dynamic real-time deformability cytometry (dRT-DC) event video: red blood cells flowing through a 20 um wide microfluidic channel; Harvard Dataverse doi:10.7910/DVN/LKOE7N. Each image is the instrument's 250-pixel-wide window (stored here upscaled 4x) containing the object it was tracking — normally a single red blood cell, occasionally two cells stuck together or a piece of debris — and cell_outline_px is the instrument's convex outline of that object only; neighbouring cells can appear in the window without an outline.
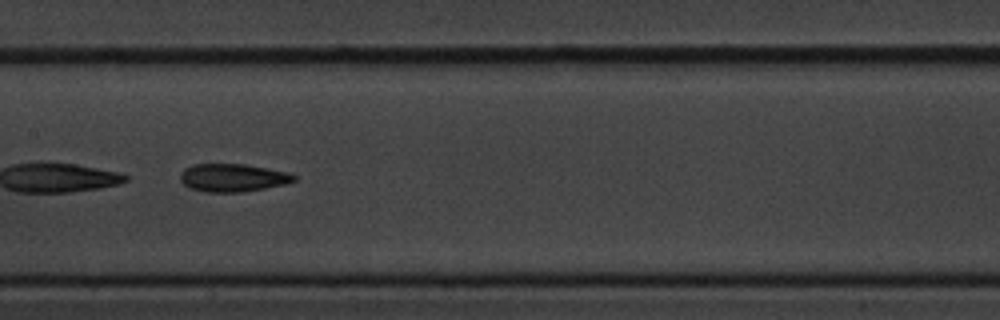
{"species": "common noctule bat (a hibernating species)", "species_latin": "Nyctalus noctula", "temperature_condition": "cold", "stored_images_in_passage": 53, "camera_frame_rate_fps": 3000, "um_per_image_px": 0.085, "animal": {"sex": "male", "body_mass_g": 20.1, "forearm_length_mm": 53.5}, "frame": {"image": 1, "passage_image": 27, "time_ms": 8.667, "image_size_px": [1000, 320], "cell_outline_px": [[296, 180], [284, 184], [264, 188], [240, 192], [204, 192], [188, 188], [180, 180], [180, 172], [184, 168], [192, 164], [244, 164], [268, 168], [288, 172], [296, 176]], "centroid_in_image_um": [19.74, 15.1], "position_along_channel_um": 187.7, "area_um2": 18.61}}
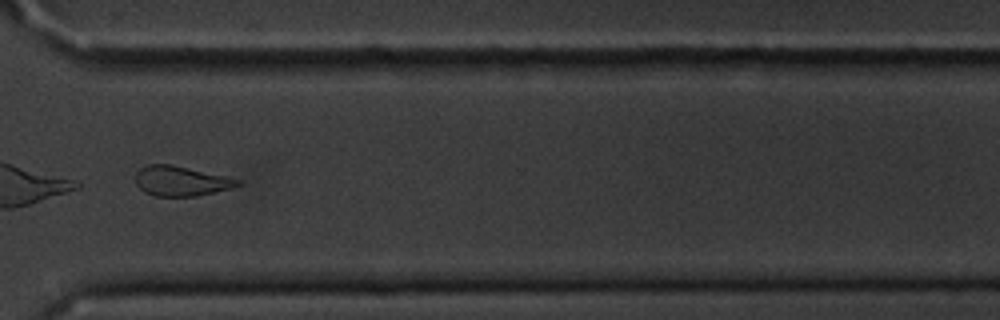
{"frame": {"image": 2, "passage_image": 41, "time_ms": 13.333, "image_size_px": [1000, 320], "cell_outline_px": [[244, 184], [196, 196], [156, 196], [144, 192], [136, 184], [136, 172], [140, 168], [148, 164], [172, 164], [244, 180]], "centroid_in_image_um": [15.39, 15.37], "position_along_channel_um": 355.2, "area_um2": 17.8}}
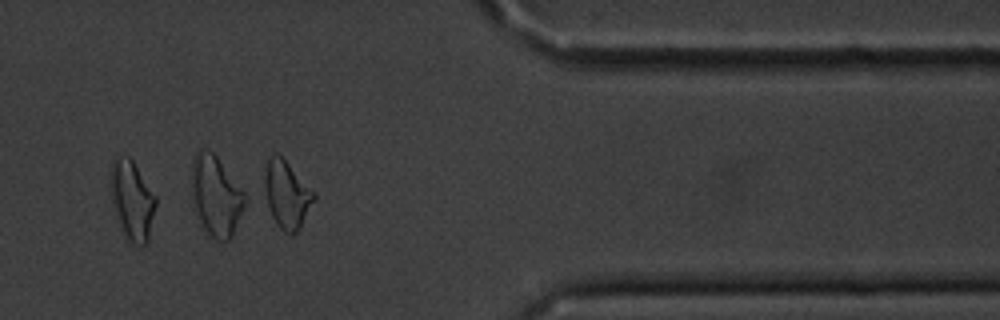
{"frame": {"image": 3, "passage_image": 45, "time_ms": 14.667, "image_size_px": [1000, 320], "cell_outline_px": [[156, 204], [148, 240], [144, 244], [128, 244], [124, 240], [116, 216], [108, 184], [112, 160], [116, 156], [128, 156], [132, 160], [156, 196]], "centroid_in_image_um": [11.18, 17.03], "position_along_channel_um": 400.2, "area_um2": 21.27}, "authors_computed_cell_mechanics": {"area_um2": 19.0162, "velocity_mm_per_s": 3.6027, "shape_relaxation_time_tau1_ms": 6.4162, "shape_relaxation_time_tau2_ms": 5.1406, "deformation_change_tau1": 0.1479, "deformation_change_tau2": 0.1433}}